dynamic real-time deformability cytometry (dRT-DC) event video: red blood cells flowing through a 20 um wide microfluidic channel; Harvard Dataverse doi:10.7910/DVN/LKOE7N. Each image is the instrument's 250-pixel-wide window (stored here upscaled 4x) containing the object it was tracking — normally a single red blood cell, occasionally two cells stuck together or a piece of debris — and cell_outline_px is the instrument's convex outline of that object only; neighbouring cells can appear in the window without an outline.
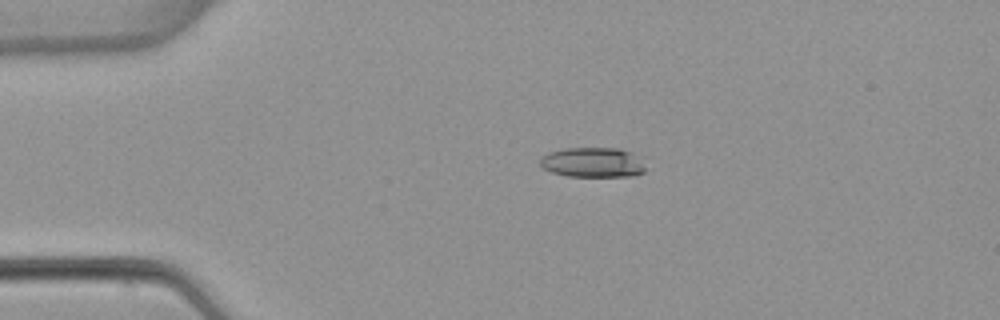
{"species": "common noctule bat (a hibernating species)", "species_latin": "Nyctalus noctula", "temperature_condition": "warm", "stored_images_in_passage": 3, "camera_frame_rate_fps": 3000, "um_per_image_px": 0.085, "animal": {"sex": "female", "body_mass_g": 22.7, "forearm_length_mm": 54.2}, "frame": {"image": 1, "passage_image": 3, "time_ms": 3.0, "image_size_px": [1000, 320], "cell_outline_px": [[644, 172], [632, 176], [568, 176], [552, 172], [544, 168], [540, 164], [540, 156], [548, 152], [564, 148], [620, 148], [628, 152], [644, 168]], "centroid_in_image_um": [50.26, 13.8], "position_along_channel_um": 34.7, "area_um2": 17.92}}